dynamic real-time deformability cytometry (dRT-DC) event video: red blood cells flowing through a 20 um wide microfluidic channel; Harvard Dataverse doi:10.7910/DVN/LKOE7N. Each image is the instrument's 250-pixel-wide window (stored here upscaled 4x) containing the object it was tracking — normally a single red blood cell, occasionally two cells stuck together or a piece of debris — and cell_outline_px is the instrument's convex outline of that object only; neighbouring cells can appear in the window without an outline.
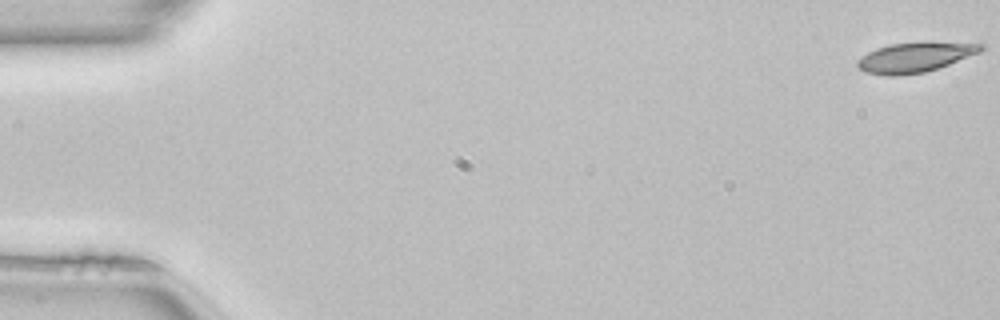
{"species": "common noctule bat (a hibernating species)", "species_latin": "Nyctalus noctula", "temperature_condition": "room temperature", "stored_images_in_passage": 51, "camera_frame_rate_fps": 3000, "um_per_image_px": 0.085, "animal": {"sex": "female", "body_mass_g": 22.7, "forearm_length_mm": 54.2}, "frame": {"image": 1, "passage_image": 1, "time_ms": 0.0, "image_size_px": [1000, 320], "cell_outline_px": [[984, 48], [980, 52], [948, 64], [924, 72], [896, 76], [888, 76], [864, 72], [856, 64], [856, 60], [868, 52], [876, 48], [888, 44], [924, 40], [984, 44]], "centroid_in_image_um": [77.76, 4.83], "position_along_channel_um": 7.2, "area_um2": 21.91}}
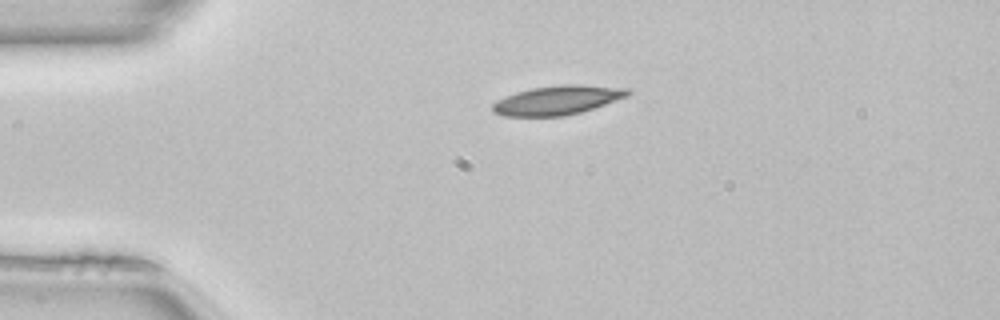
{"frame": {"image": 2, "passage_image": 12, "time_ms": 3.667, "image_size_px": [1000, 320], "cell_outline_px": [[632, 92], [628, 96], [580, 112], [564, 116], [504, 116], [492, 112], [492, 104], [496, 100], [504, 96], [516, 92], [532, 88], [560, 84], [584, 84], [628, 88]], "centroid_in_image_um": [47.37, 8.5], "position_along_channel_um": 37.6, "area_um2": 23.06}}
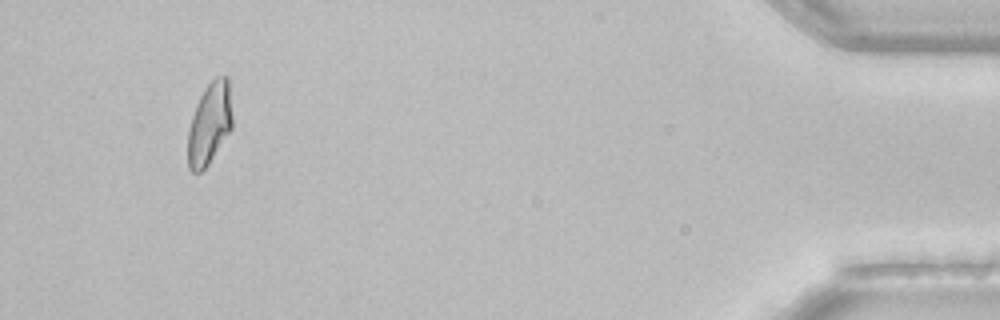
{"frame": {"image": 3, "passage_image": 48, "time_ms": 15.667, "image_size_px": [1000, 320], "cell_outline_px": [[232, 128], [208, 164], [200, 172], [192, 172], [188, 168], [188, 128], [196, 104], [204, 88], [216, 76], [228, 76], [232, 116]], "centroid_in_image_um": [17.8, 10.49], "position_along_channel_um": 417.4, "area_um2": 21.15}, "authors_computed_cell_mechanics": {"area_um2": 21.675, "velocity_mm_per_s": 4.0759, "shape_relaxation_time_tau1_ms": 5.9466, "shape_relaxation_time_tau2_ms": null, "deformation_change_tau1": 0.1556, "deformation_change_tau2": null}}